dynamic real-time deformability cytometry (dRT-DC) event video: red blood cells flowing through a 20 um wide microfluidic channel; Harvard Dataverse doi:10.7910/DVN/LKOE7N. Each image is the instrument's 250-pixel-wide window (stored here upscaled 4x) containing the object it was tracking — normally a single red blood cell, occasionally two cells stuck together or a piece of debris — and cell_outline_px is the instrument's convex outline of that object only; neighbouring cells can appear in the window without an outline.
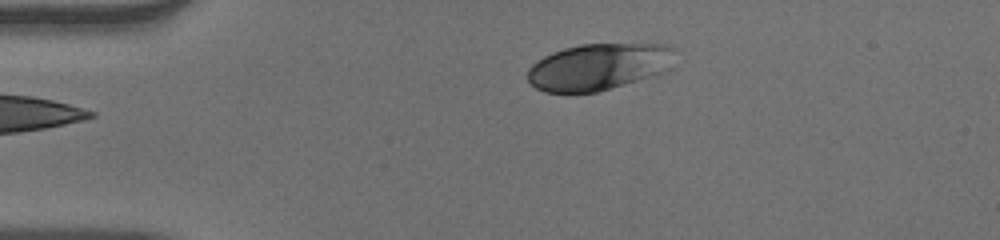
{"species": "human", "species_latin": "Homo sapiens", "temperature_condition": "warm", "stored_images_in_passage": 42, "camera_frame_rate_fps": 3000, "um_per_image_px": 0.085, "donor": {"sex": "male"}, "frame": {"image": 1, "passage_image": 1, "time_ms": 0.0, "image_size_px": [1000, 240], "cell_outline_px": [[676, 48], [672, 68], [668, 72], [596, 92], [544, 92], [536, 88], [528, 80], [528, 68], [532, 64], [544, 56], [552, 52], [564, 48], [580, 44], [672, 44]], "centroid_in_image_um": [50.96, 5.66], "position_along_channel_um": 34.0, "area_um2": 40.52}}
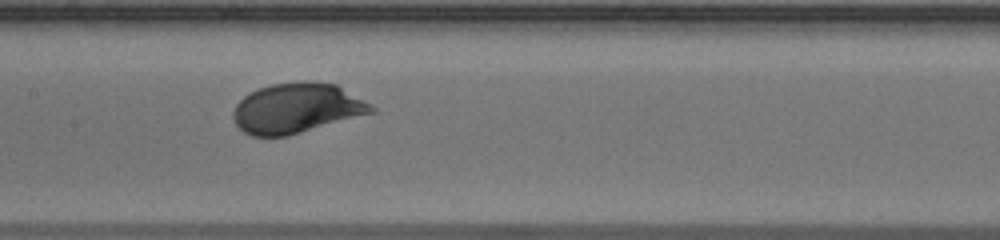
{"frame": {"image": 2, "passage_image": 16, "time_ms": 5.0, "image_size_px": [1000, 240], "cell_outline_px": [[376, 112], [288, 136], [252, 136], [244, 132], [236, 124], [232, 116], [232, 112], [236, 104], [244, 96], [260, 88], [272, 84], [300, 80], [312, 80], [336, 84], [376, 108]], "centroid_in_image_um": [25.22, 9.19], "position_along_channel_um": 182.2, "area_um2": 40.34}}
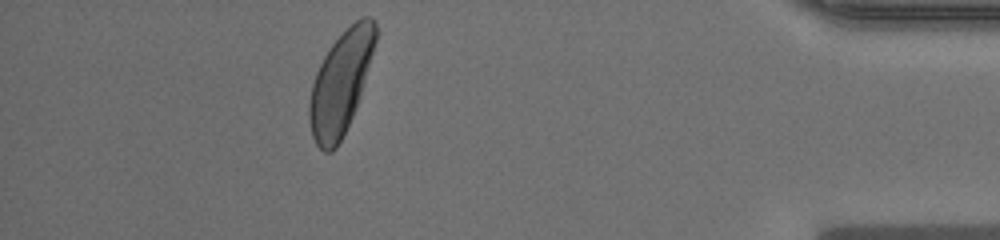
{"frame": {"image": 3, "passage_image": 37, "time_ms": 12.0, "image_size_px": [1000, 240], "cell_outline_px": [[376, 40], [360, 96], [356, 108], [336, 148], [332, 152], [324, 152], [316, 144], [312, 136], [308, 116], [308, 104], [312, 84], [316, 72], [328, 48], [360, 16], [372, 16], [376, 20]], "centroid_in_image_um": [28.95, 7.04], "position_along_channel_um": 406.3, "area_um2": 39.19}, "authors_computed_cell_mechanics": {"area_um2": 39.5352, "velocity_mm_per_s": 3.8878, "shape_relaxation_time_tau1_ms": 1.6455, "shape_relaxation_time_tau2_ms": null, "deformation_change_tau1": 0.1345, "deformation_change_tau2": null}}